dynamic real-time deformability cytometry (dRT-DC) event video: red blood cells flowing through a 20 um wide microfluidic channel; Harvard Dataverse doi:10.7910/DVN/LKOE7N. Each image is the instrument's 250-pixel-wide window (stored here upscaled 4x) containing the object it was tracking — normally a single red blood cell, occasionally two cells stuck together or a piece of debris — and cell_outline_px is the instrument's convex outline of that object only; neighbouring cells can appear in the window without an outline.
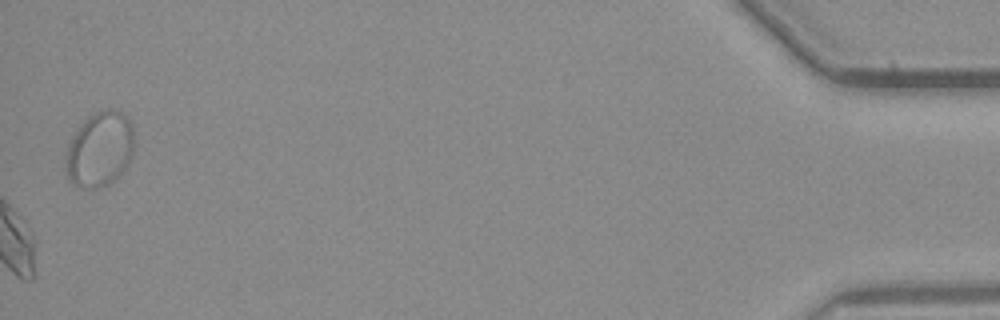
{"species": "common noctule bat (a hibernating species)", "species_latin": "Nyctalus noctula", "temperature_condition": "warm", "stored_images_in_passage": 32, "camera_frame_rate_fps": 3000, "um_per_image_px": 0.085, "animal": {"sex": "male", "body_mass_g": 23.1, "forearm_length_mm": 52.7}, "frame": {"image": 1, "passage_image": 32, "time_ms": 10.333, "image_size_px": [1000, 320], "cell_outline_px": [[132, 156], [128, 164], [108, 184], [92, 188], [80, 188], [68, 180], [68, 148], [72, 136], [84, 120], [88, 116], [104, 108], [116, 108], [128, 116], [132, 124]], "centroid_in_image_um": [8.5, 12.63], "position_along_channel_um": 426.7, "area_um2": 29.42}}